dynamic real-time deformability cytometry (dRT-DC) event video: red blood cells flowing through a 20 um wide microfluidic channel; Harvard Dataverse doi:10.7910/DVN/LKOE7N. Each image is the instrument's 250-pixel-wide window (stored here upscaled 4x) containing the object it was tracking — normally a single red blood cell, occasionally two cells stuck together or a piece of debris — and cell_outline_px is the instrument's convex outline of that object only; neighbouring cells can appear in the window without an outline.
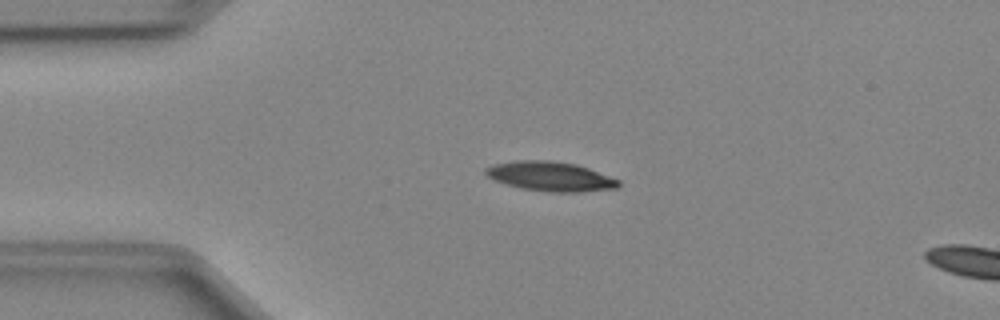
{"species": "Egyptian fruit bat (a non-hibernating species)", "species_latin": "Rousettus aegyptiacus", "temperature_condition": "cold", "stored_images_in_passage": 13, "camera_frame_rate_fps": 3000, "um_per_image_px": 0.085, "animal": {"sex": "female"}, "frame": {"image": 1, "passage_image": 10, "time_ms": 3.0, "image_size_px": [1000, 320], "cell_outline_px": [[620, 184], [616, 188], [576, 192], [548, 192], [520, 188], [492, 180], [484, 172], [484, 168], [496, 164], [516, 160], [548, 160], [576, 164], [588, 168], [620, 180]], "centroid_in_image_um": [46.75, 14.99], "position_along_channel_um": 38.2, "area_um2": 22.77}}